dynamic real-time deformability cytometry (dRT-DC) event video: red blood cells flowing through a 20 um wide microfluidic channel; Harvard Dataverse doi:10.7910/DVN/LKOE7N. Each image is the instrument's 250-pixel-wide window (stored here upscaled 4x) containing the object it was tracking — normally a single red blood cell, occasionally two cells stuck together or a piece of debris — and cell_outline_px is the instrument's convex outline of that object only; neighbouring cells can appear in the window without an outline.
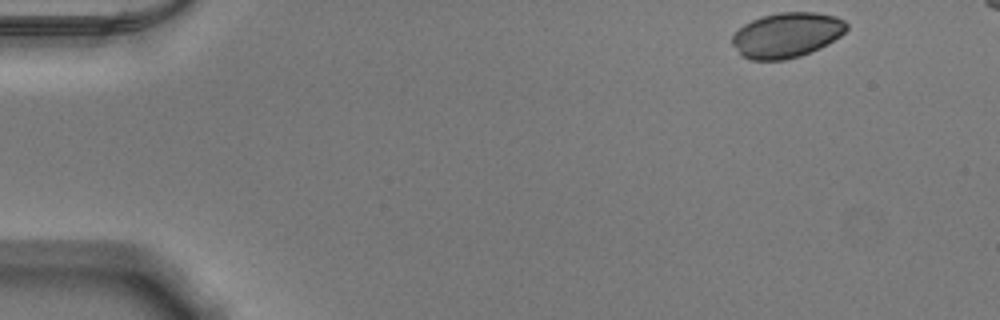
{"species": "Egyptian fruit bat (a non-hibernating species)", "species_latin": "Rousettus aegyptiacus", "temperature_condition": "warm", "stored_images_in_passage": 13, "camera_frame_rate_fps": 3000, "um_per_image_px": 0.085, "animal": {"sex": "male"}, "frame": {"image": 1, "passage_image": 1, "time_ms": 0.0, "image_size_px": [1000, 320], "cell_outline_px": [[848, 28], [840, 36], [820, 48], [800, 56], [784, 60], [748, 60], [740, 56], [732, 44], [732, 36], [744, 24], [760, 16], [780, 12], [816, 12], [836, 16], [844, 20], [848, 24]], "centroid_in_image_um": [66.86, 2.98], "position_along_channel_um": 18.1, "area_um2": 30.23}}